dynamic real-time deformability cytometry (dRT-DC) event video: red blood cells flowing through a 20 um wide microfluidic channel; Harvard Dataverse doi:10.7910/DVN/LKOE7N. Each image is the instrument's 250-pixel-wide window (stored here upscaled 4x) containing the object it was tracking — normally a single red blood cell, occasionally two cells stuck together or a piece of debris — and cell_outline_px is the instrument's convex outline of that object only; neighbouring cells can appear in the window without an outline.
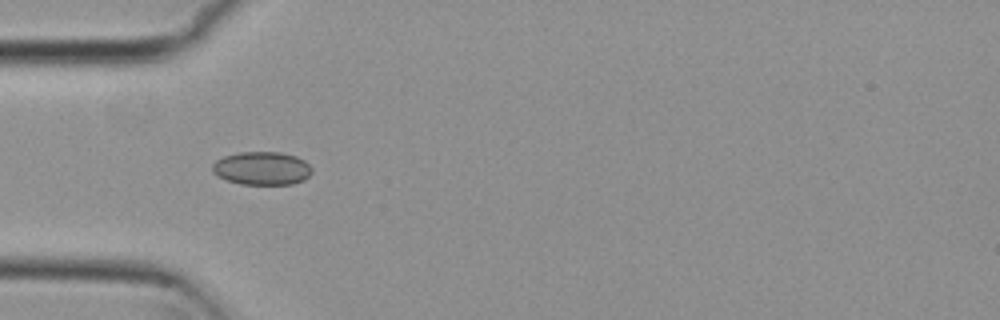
{"species": "common noctule bat (a hibernating species)", "species_latin": "Nyctalus noctula", "temperature_condition": "cold", "stored_images_in_passage": 2, "camera_frame_rate_fps": 3000, "um_per_image_px": 0.085, "animal": {"sex": "female", "body_mass_g": 29.2, "forearm_length_mm": 56.3}, "frame": {"image": 1, "passage_image": 1, "time_ms": 0.0, "image_size_px": [1000, 320], "cell_outline_px": [[312, 172], [304, 180], [292, 184], [240, 184], [216, 176], [212, 172], [212, 164], [216, 160], [224, 156], [240, 152], [280, 152], [296, 156], [304, 160], [312, 168]], "centroid_in_image_um": [22.25, 14.3], "position_along_channel_um": 62.7, "area_um2": 19.36}}
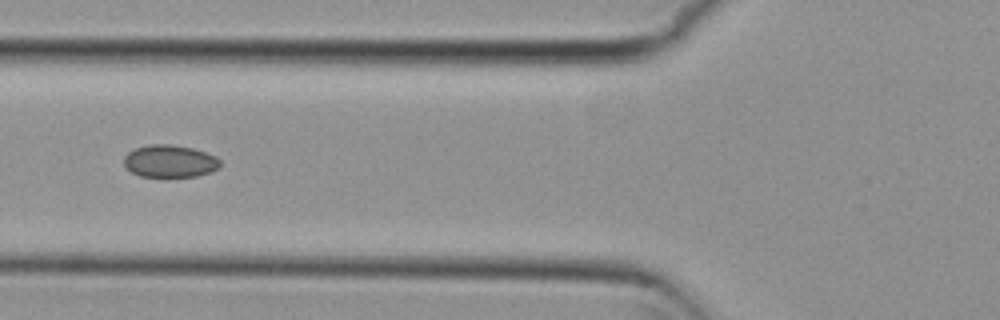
{"frame": {"image": 2, "passage_image": 2, "time_ms": 0.333, "image_size_px": [1000, 320], "cell_outline_px": [[220, 168], [212, 172], [196, 176], [168, 180], [164, 180], [140, 176], [124, 168], [124, 156], [128, 152], [136, 148], [152, 144], [172, 144], [192, 148], [216, 156], [220, 160]], "centroid_in_image_um": [14.43, 13.76], "position_along_channel_um": 111.4, "area_um2": 19.07}}